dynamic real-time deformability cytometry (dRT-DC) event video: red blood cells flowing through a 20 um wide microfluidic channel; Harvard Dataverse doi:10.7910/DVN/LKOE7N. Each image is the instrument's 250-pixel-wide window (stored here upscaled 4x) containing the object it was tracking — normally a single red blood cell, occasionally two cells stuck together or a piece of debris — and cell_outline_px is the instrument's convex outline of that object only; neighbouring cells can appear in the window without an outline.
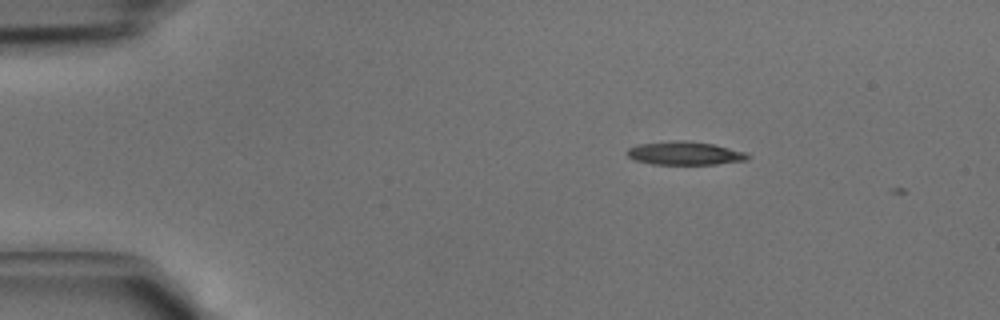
{"species": "common noctule bat (a hibernating species)", "species_latin": "Nyctalus noctula", "temperature_condition": "cold", "stored_images_in_passage": 2, "camera_frame_rate_fps": 3000, "um_per_image_px": 0.085, "animal": {"sex": "male", "body_mass_g": 15.6}, "frame": {"image": 1, "passage_image": 1, "time_ms": 0.0, "image_size_px": [1000, 320], "cell_outline_px": [[752, 156], [748, 160], [716, 164], [652, 164], [636, 160], [628, 156], [624, 152], [628, 148], [636, 144], [672, 140], [684, 140], [712, 144], [744, 152]], "centroid_in_image_um": [58.17, 13.02], "position_along_channel_um": 26.8, "area_um2": 16.47}}